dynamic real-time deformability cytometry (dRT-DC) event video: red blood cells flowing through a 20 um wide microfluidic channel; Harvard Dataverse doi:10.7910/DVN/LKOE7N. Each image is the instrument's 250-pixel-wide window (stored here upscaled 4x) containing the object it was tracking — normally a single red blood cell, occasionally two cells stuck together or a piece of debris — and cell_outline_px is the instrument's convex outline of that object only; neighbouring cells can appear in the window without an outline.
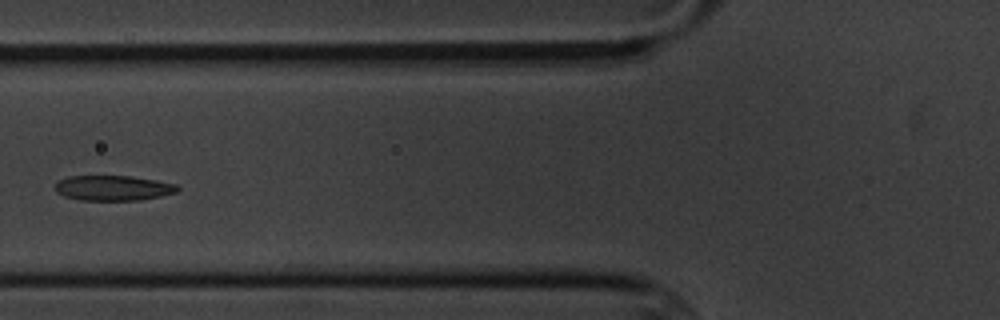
{"species": "common noctule bat (a hibernating species)", "species_latin": "Nyctalus noctula", "temperature_condition": "cold", "stored_images_in_passage": 8, "camera_frame_rate_fps": 3000, "um_per_image_px": 0.085, "animal": {"sex": "male", "body_mass_g": 20.1, "forearm_length_mm": 53.5}, "frame": {"image": 1, "passage_image": 5, "time_ms": 4.667, "image_size_px": [1000, 320], "cell_outline_px": [[180, 188], [176, 192], [160, 196], [140, 200], [80, 200], [64, 196], [56, 192], [52, 188], [60, 180], [68, 176], [132, 176], [156, 180], [176, 184]], "centroid_in_image_um": [9.59, 15.98], "position_along_channel_um": 116.2, "area_um2": 17.98}}
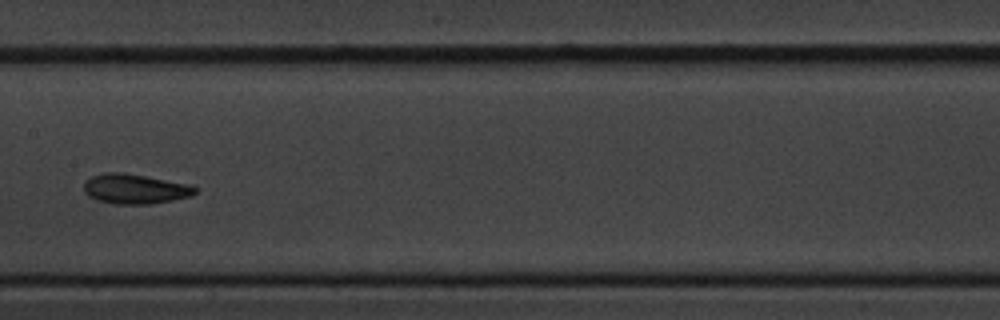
{"frame": {"image": 2, "passage_image": 7, "time_ms": 7.0, "image_size_px": [1000, 320], "cell_outline_px": [[200, 188], [192, 196], [152, 204], [116, 204], [96, 200], [88, 196], [84, 192], [84, 184], [92, 176], [104, 172], [124, 172], [188, 184]], "centroid_in_image_um": [11.48, 16.06], "position_along_channel_um": 195.9, "area_um2": 19.42}}
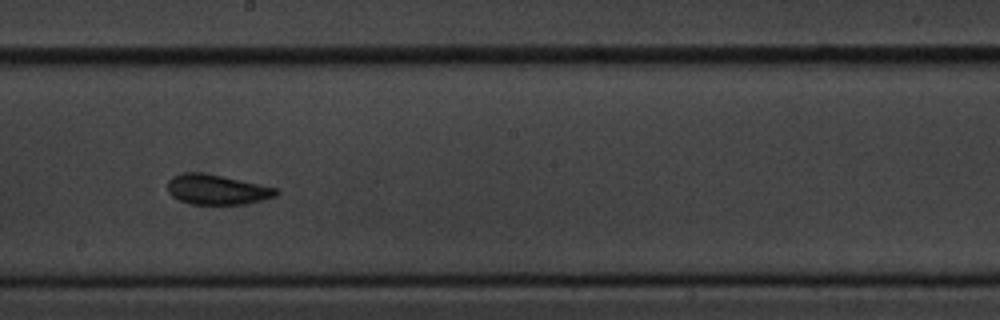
{"frame": {"image": 3, "passage_image": 8, "time_ms": 8.0, "image_size_px": [1000, 320], "cell_outline_px": [[280, 192], [276, 196], [244, 204], [192, 204], [180, 200], [172, 196], [168, 192], [168, 180], [172, 176], [184, 172], [200, 172], [224, 176], [276, 188]], "centroid_in_image_um": [18.41, 16.1], "position_along_channel_um": 229.8, "area_um2": 18.9}}